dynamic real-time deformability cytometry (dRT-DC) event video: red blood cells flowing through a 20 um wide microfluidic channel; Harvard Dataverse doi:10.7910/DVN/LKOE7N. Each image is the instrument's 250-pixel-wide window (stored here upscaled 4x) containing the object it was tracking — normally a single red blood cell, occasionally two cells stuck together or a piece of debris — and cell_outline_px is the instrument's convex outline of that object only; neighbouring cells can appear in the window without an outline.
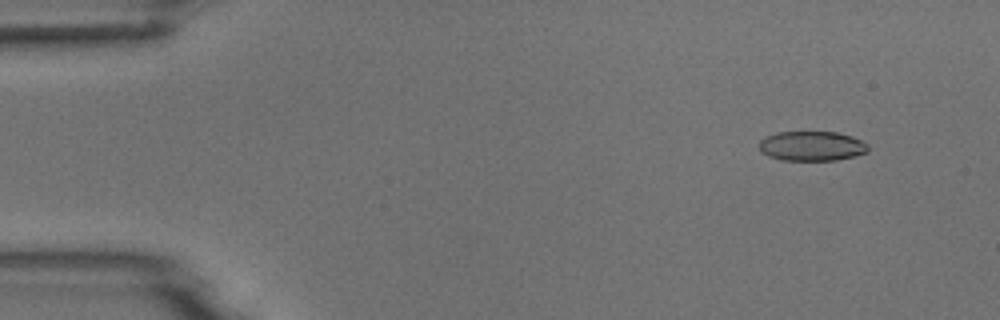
{"species": "common noctule bat (a hibernating species)", "species_latin": "Nyctalus noctula", "temperature_condition": "room temperature", "stored_images_in_passage": 5, "camera_frame_rate_fps": 3000, "um_per_image_px": 0.085, "animal": {"sex": "male", "body_mass_g": 18.8}, "frame": {"image": 1, "passage_image": 2, "time_ms": 1.0, "image_size_px": [1000, 320], "cell_outline_px": [[868, 152], [856, 156], [836, 160], [784, 160], [768, 156], [760, 148], [760, 140], [764, 136], [776, 132], [836, 132], [852, 136], [868, 144]], "centroid_in_image_um": [69.02, 12.41], "position_along_channel_um": 16.0, "area_um2": 18.84}}
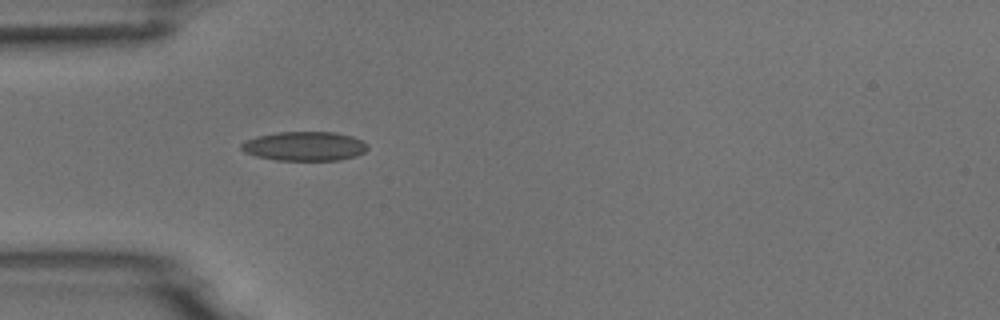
{"frame": {"image": 2, "passage_image": 5, "time_ms": 4.667, "image_size_px": [1000, 320], "cell_outline_px": [[368, 148], [364, 152], [356, 156], [340, 160], [276, 160], [256, 156], [244, 152], [240, 148], [240, 144], [256, 136], [276, 132], [336, 132], [352, 136], [368, 144]], "centroid_in_image_um": [25.89, 12.42], "position_along_channel_um": 59.1, "area_um2": 21.56}}